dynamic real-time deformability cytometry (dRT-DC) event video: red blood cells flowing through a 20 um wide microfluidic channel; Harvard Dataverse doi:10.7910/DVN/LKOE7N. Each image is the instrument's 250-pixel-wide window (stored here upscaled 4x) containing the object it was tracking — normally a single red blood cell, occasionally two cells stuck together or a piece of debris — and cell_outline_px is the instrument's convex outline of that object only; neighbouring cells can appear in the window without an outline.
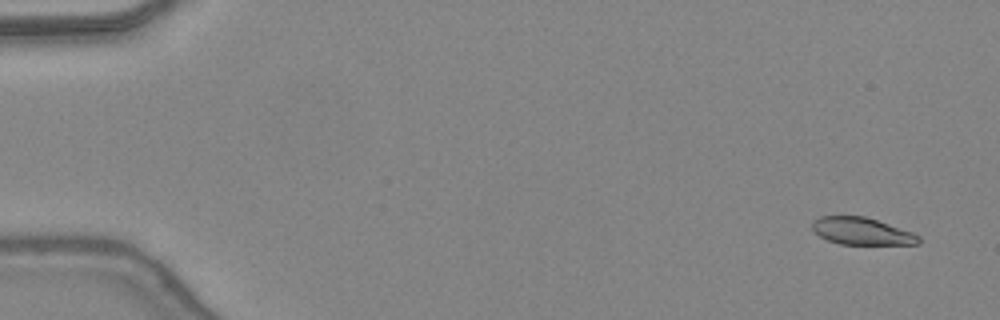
{"species": "common noctule bat (a hibernating species)", "species_latin": "Nyctalus noctula", "temperature_condition": "warm", "stored_images_in_passage": 48, "camera_frame_rate_fps": 3000, "um_per_image_px": 0.085, "animal": {"sex": "female", "body_mass_g": 24.6, "forearm_length_mm": 56.2}, "frame": {"image": 1, "passage_image": 3, "time_ms": 0.667, "image_size_px": [1000, 320], "cell_outline_px": [[920, 244], [840, 244], [828, 240], [820, 236], [812, 228], [812, 220], [820, 216], [864, 216], [912, 232], [920, 236]], "centroid_in_image_um": [73.23, 19.65], "position_along_channel_um": 11.8, "area_um2": 16.7}}
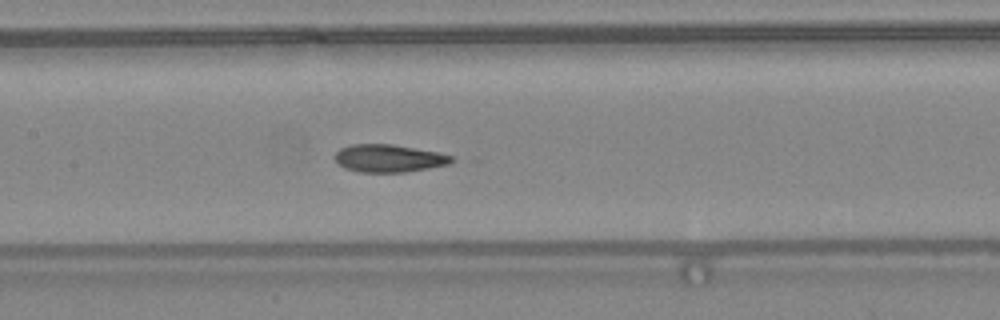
{"frame": {"image": 2, "passage_image": 24, "time_ms": 7.667, "image_size_px": [1000, 320], "cell_outline_px": [[452, 160], [448, 164], [428, 168], [404, 172], [360, 172], [344, 168], [332, 156], [340, 148], [352, 144], [392, 144], [436, 152], [452, 156]], "centroid_in_image_um": [32.99, 13.45], "position_along_channel_um": 174.4, "area_um2": 18.61}}
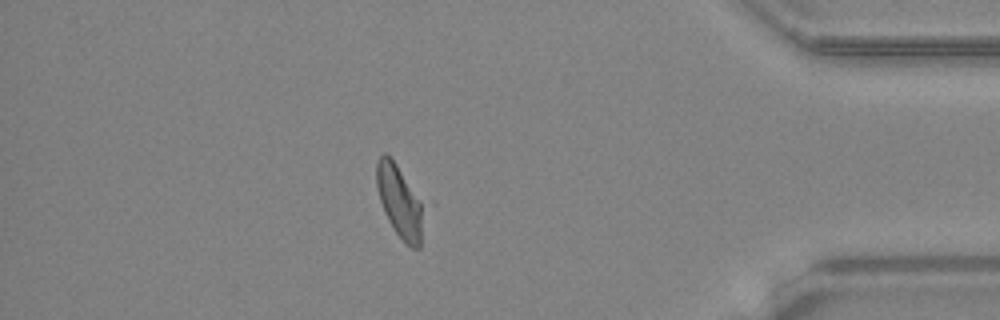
{"frame": {"image": 3, "passage_image": 42, "time_ms": 13.667, "image_size_px": [1000, 320], "cell_outline_px": [[424, 204], [420, 248], [412, 248], [396, 232], [388, 220], [384, 212], [380, 200], [376, 184], [376, 160], [384, 152], [396, 164]], "centroid_in_image_um": [33.96, 17.11], "position_along_channel_um": 401.2, "area_um2": 19.48}, "authors_computed_cell_mechanics": {"area_um2": 18.8428, "velocity_mm_per_s": 4.4065, "shape_relaxation_time_tau1_ms": 6.0912, "shape_relaxation_time_tau2_ms": 1.4005, "deformation_change_tau1": 0.2175, "deformation_change_tau2": 0.0708}}